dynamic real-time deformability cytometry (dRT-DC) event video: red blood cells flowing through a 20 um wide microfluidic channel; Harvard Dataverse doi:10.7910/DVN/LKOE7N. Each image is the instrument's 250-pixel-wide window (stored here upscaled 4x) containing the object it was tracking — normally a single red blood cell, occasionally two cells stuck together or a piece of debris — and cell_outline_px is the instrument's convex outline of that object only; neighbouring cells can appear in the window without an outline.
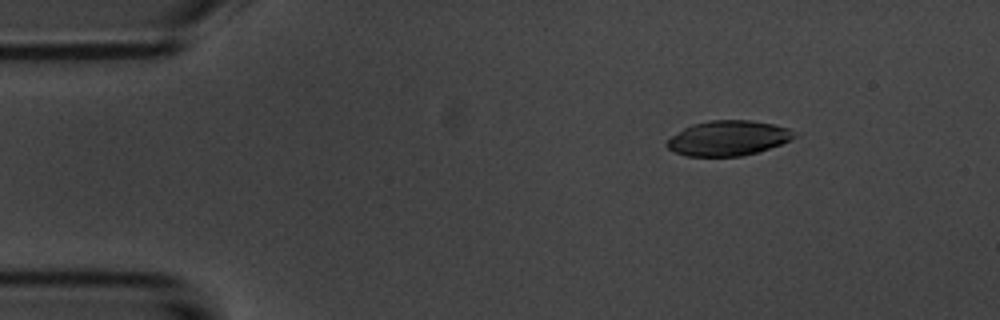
{"species": "common noctule bat (a hibernating species)", "species_latin": "Nyctalus noctula", "temperature_condition": "room temperature", "stored_images_in_passage": 5, "camera_frame_rate_fps": 3000, "um_per_image_px": 0.085, "animal": {"sex": "male", "body_mass_g": 20.1, "forearm_length_mm": 53.5}, "frame": {"image": 1, "passage_image": 3, "time_ms": 2.333, "image_size_px": [1000, 320], "cell_outline_px": [[796, 136], [792, 140], [756, 152], [740, 156], [688, 156], [676, 152], [668, 148], [664, 144], [672, 136], [684, 128], [692, 124], [708, 120], [752, 120], [772, 124], [788, 128], [796, 132]], "centroid_in_image_um": [61.9, 11.73], "position_along_channel_um": 23.1, "area_um2": 25.84}}